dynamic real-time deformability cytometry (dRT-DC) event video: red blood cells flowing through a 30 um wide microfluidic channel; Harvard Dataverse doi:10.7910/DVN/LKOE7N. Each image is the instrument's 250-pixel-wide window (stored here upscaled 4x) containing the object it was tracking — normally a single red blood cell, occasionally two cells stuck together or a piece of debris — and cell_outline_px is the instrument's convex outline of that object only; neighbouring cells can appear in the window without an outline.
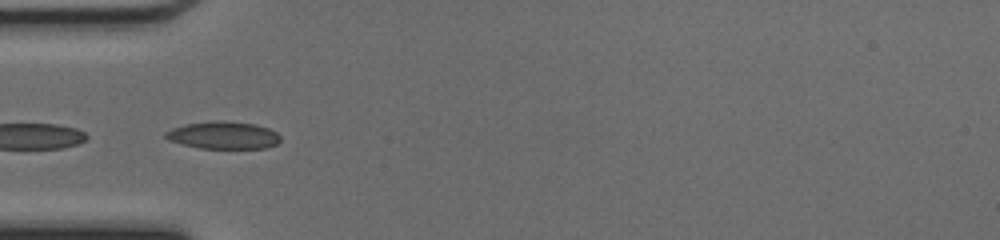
{"species": "common noctule bat (a hibernating species)", "species_latin": "Nyctalus noctula", "temperature_condition": "cold", "stored_images_in_passage": 20, "segment_of_instrument_passage": [2, 2], "camera_frame_rate_fps": 3000, "um_per_image_px": 0.085, "animal": {"sex": "female", "body_mass_g": 17.0, "forearm_length_mm": 48.0}, "frame": {"image": 1, "passage_image": 16, "time_ms": 5.0, "image_size_px": [1000, 240], "cell_outline_px": [[280, 140], [276, 144], [264, 148], [200, 148], [180, 144], [168, 140], [164, 136], [164, 132], [172, 128], [188, 124], [216, 120], [252, 124], [268, 128], [276, 132], [280, 136]], "centroid_in_image_um": [18.95, 11.5], "position_along_channel_um": 66.1, "area_um2": 18.15}}